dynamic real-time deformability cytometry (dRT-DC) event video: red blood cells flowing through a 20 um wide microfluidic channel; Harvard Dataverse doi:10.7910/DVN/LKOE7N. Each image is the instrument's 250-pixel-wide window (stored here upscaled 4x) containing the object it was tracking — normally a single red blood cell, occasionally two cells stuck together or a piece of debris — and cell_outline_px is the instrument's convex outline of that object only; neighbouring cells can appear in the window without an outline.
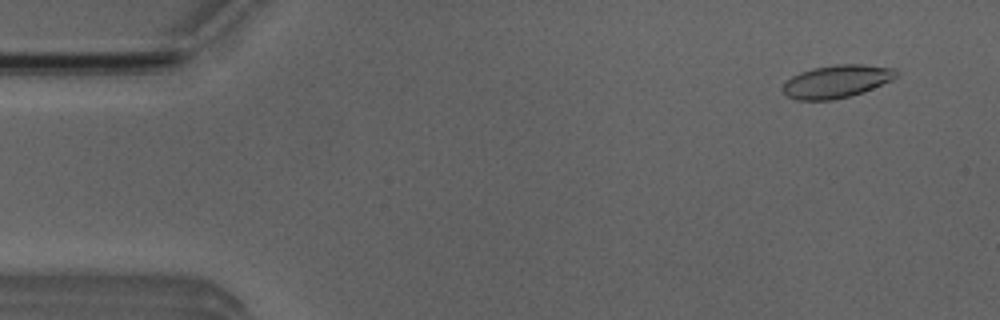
{"species": "Egyptian fruit bat (a non-hibernating species)", "species_latin": "Rousettus aegyptiacus", "temperature_condition": "room temperature", "stored_images_in_passage": 52, "camera_frame_rate_fps": 3000, "um_per_image_px": 0.085, "animal": {"sex": "male"}, "frame": {"image": 1, "passage_image": 4, "time_ms": 1.0, "image_size_px": [1000, 320], "cell_outline_px": [[896, 76], [892, 80], [864, 92], [832, 100], [796, 100], [788, 96], [780, 88], [784, 80], [800, 72], [812, 68], [836, 64], [860, 64], [896, 68]], "centroid_in_image_um": [71.07, 6.92], "position_along_channel_um": 13.9, "area_um2": 21.85}}
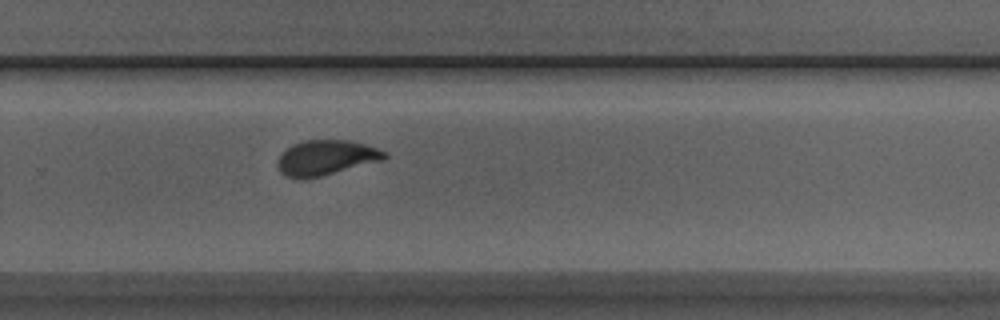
{"frame": {"image": 2, "passage_image": 34, "time_ms": 11.0, "image_size_px": [1000, 320], "cell_outline_px": [[388, 156], [384, 160], [320, 176], [300, 180], [288, 176], [280, 172], [276, 164], [280, 156], [292, 144], [304, 140], [348, 140], [364, 144], [388, 152]], "centroid_in_image_um": [27.72, 13.4], "position_along_channel_um": 302.1, "area_um2": 21.79}}
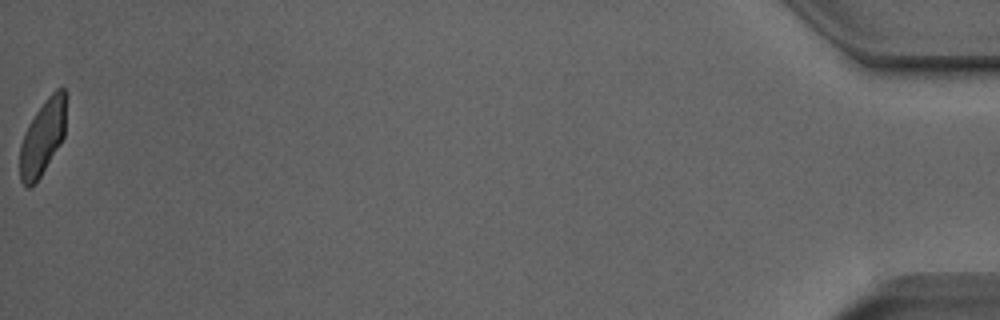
{"frame": {"image": 3, "passage_image": 52, "time_ms": 17.0, "image_size_px": [1000, 320], "cell_outline_px": [[68, 96], [64, 136], [60, 144], [40, 176], [28, 188], [20, 180], [20, 144], [24, 132], [28, 124], [36, 112], [48, 96], [56, 88], [64, 88], [68, 92]], "centroid_in_image_um": [3.66, 11.58], "position_along_channel_um": 431.5, "area_um2": 20.4}, "authors_computed_cell_mechanics": {"area_um2": 21.8195, "velocity_mm_per_s": 3.951, "shape_relaxation_time_tau1_ms": 4.41, "shape_relaxation_time_tau2_ms": 1.0974, "deformation_change_tau1": 0.156, "deformation_change_tau2": 0.0659}}